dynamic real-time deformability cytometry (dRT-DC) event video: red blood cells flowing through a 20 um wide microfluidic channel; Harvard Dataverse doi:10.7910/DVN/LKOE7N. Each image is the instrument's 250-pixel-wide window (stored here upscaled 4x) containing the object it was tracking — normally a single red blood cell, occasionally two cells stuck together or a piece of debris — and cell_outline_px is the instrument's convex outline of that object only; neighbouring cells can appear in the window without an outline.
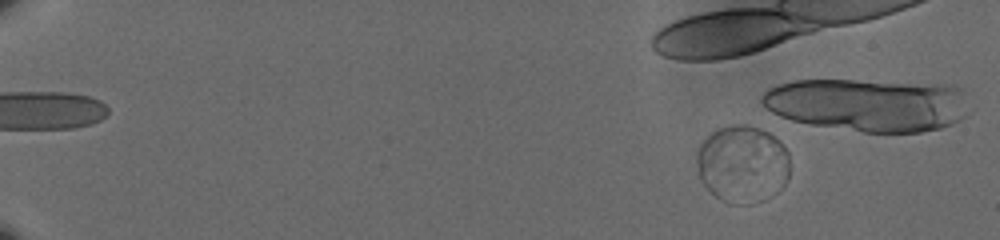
{"species": "human", "species_latin": "Homo sapiens", "temperature_condition": "cold", "stored_images_in_passage": 18, "camera_frame_rate_fps": 3000, "um_per_image_px": 0.085, "donor": {"sex": "male"}, "frame": {"image": 1, "passage_image": 11, "time_ms": 3.333, "image_size_px": [1000, 240], "cell_outline_px": [[788, 180], [784, 184], [728, 204], [716, 196], [704, 184], [700, 176], [696, 164], [696, 152], [700, 144], [716, 128], [732, 124], [744, 124], [768, 132], [780, 140], [788, 152]], "centroid_in_image_um": [63.03, 13.78], "position_along_channel_um": 22.0, "area_um2": 39.94}}